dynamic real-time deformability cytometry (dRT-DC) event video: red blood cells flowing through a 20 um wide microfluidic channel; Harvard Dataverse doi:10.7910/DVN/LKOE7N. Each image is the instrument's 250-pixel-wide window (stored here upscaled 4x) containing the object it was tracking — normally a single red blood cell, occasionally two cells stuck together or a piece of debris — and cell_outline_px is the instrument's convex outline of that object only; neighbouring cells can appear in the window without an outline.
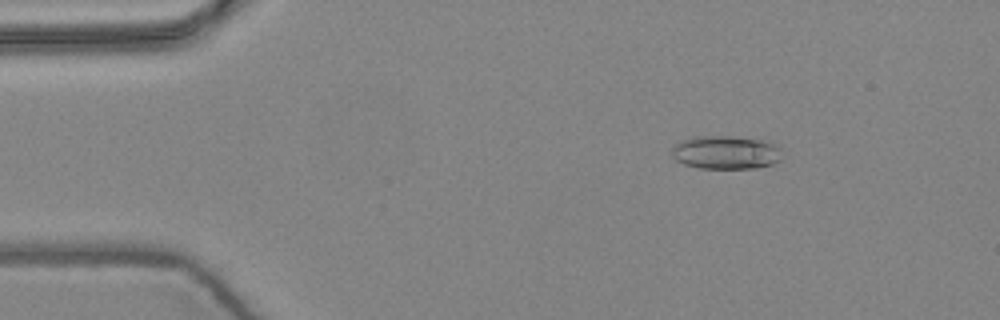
{"species": "common noctule bat (a hibernating species)", "species_latin": "Nyctalus noctula", "temperature_condition": "warm", "stored_images_in_passage": 4, "camera_frame_rate_fps": 3000, "um_per_image_px": 0.085, "animal": {"sex": "female", "body_mass_g": 24.6, "forearm_length_mm": 56.2}, "frame": {"image": 1, "passage_image": 2, "time_ms": 0.333, "image_size_px": [1000, 320], "cell_outline_px": [[784, 152], [780, 160], [772, 164], [756, 168], [700, 168], [684, 164], [676, 160], [672, 156], [672, 148], [676, 144], [692, 136], [732, 136], [760, 140], [772, 144], [780, 148]], "centroid_in_image_um": [61.7, 12.96], "position_along_channel_um": 23.3, "area_um2": 21.44}}